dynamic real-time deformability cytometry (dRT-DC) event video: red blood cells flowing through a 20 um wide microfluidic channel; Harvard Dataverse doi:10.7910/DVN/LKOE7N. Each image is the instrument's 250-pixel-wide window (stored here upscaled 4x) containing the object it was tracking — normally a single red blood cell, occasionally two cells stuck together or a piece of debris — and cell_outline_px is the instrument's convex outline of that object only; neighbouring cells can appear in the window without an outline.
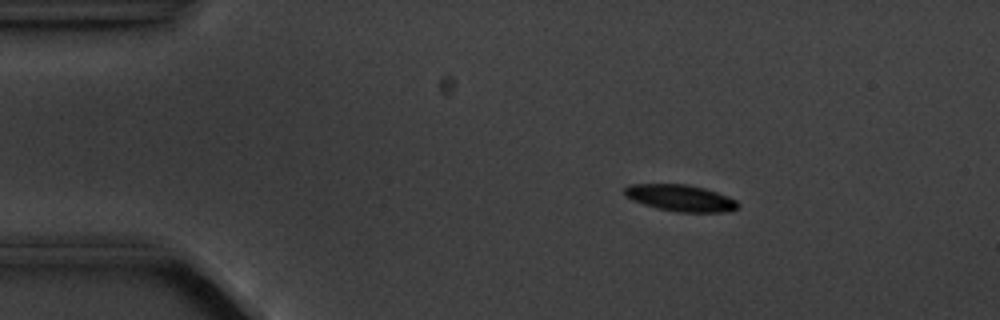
{"species": "common noctule bat (a hibernating species)", "species_latin": "Nyctalus noctula", "temperature_condition": "cold", "stored_images_in_passage": 5, "camera_frame_rate_fps": 3000, "um_per_image_px": 0.085, "animal": {"sex": "male", "body_mass_g": 20.1, "forearm_length_mm": 53.5}, "frame": {"image": 1, "passage_image": 3, "time_ms": 2.333, "image_size_px": [1000, 320], "cell_outline_px": [[740, 208], [724, 212], [680, 212], [656, 208], [632, 200], [624, 192], [624, 188], [632, 184], [688, 184], [704, 188], [728, 196], [736, 200], [740, 204]], "centroid_in_image_um": [57.89, 16.83], "position_along_channel_um": 27.1, "area_um2": 17.51}}
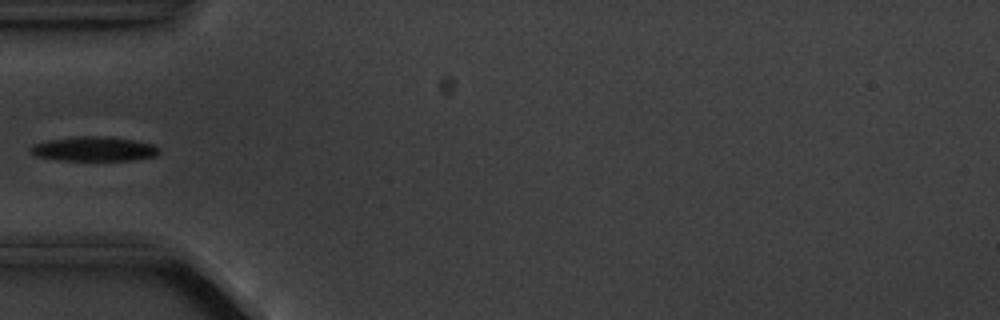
{"frame": {"image": 2, "passage_image": 5, "time_ms": 5.333, "image_size_px": [1000, 320], "cell_outline_px": [[160, 152], [156, 156], [132, 160], [60, 160], [36, 156], [32, 152], [32, 144], [48, 140], [72, 136], [112, 136], [136, 140], [152, 144]], "centroid_in_image_um": [8.0, 12.64], "position_along_channel_um": 77.0, "area_um2": 18.38}}